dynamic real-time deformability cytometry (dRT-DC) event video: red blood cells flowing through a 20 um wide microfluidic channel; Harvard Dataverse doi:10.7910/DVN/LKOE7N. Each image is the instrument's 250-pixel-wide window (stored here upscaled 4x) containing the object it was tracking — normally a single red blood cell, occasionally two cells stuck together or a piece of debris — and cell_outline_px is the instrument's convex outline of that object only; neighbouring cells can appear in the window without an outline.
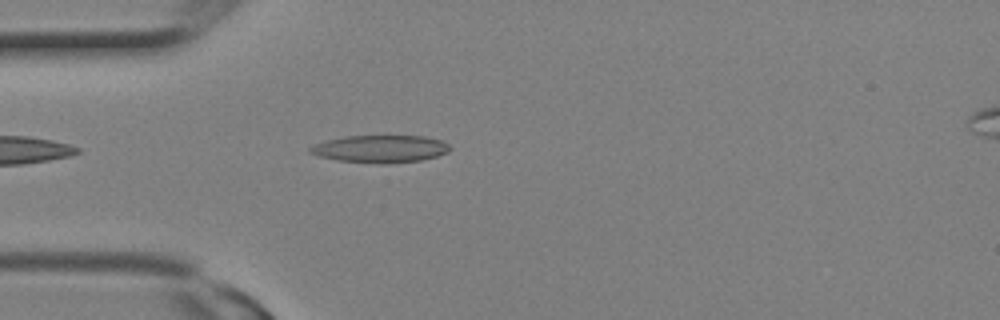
{"species": "Egyptian fruit bat (a non-hibernating species)", "species_latin": "Rousettus aegyptiacus", "temperature_condition": "room temperature", "stored_images_in_passage": 2, "camera_frame_rate_fps": 3000, "um_per_image_px": 0.085, "animal": {"sex": "female"}, "frame": {"image": 1, "passage_image": 1, "time_ms": 0.0, "image_size_px": [1000, 320], "cell_outline_px": [[452, 148], [448, 152], [436, 156], [420, 160], [388, 164], [376, 164], [336, 160], [320, 156], [308, 152], [308, 148], [312, 144], [344, 136], [424, 136], [440, 140], [448, 144]], "centroid_in_image_um": [32.3, 12.66], "position_along_channel_um": 52.7, "area_um2": 22.48}}